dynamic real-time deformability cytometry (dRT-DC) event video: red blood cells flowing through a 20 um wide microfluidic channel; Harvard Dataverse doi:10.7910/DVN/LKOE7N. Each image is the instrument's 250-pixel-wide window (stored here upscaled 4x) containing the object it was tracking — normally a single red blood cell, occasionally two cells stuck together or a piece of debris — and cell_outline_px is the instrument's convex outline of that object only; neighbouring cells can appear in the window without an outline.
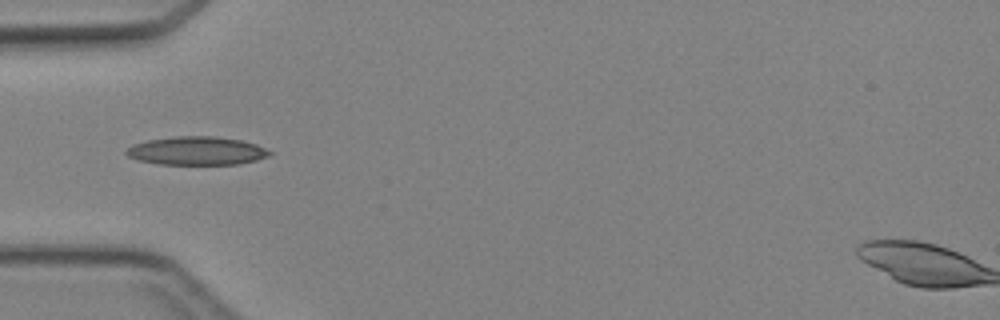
{"species": "Egyptian fruit bat (a non-hibernating species)", "species_latin": "Rousettus aegyptiacus", "temperature_condition": "cold", "stored_images_in_passage": 6, "camera_frame_rate_fps": 3000, "um_per_image_px": 0.085, "animal": {"sex": "female"}, "frame": {"image": 1, "passage_image": 5, "time_ms": 4.667, "image_size_px": [1000, 320], "cell_outline_px": [[272, 152], [268, 156], [256, 160], [240, 164], [160, 164], [136, 160], [128, 156], [124, 152], [132, 144], [148, 140], [176, 136], [216, 136], [240, 140], [256, 144]], "centroid_in_image_um": [16.69, 12.82], "position_along_channel_um": 68.3, "area_um2": 23.7}}
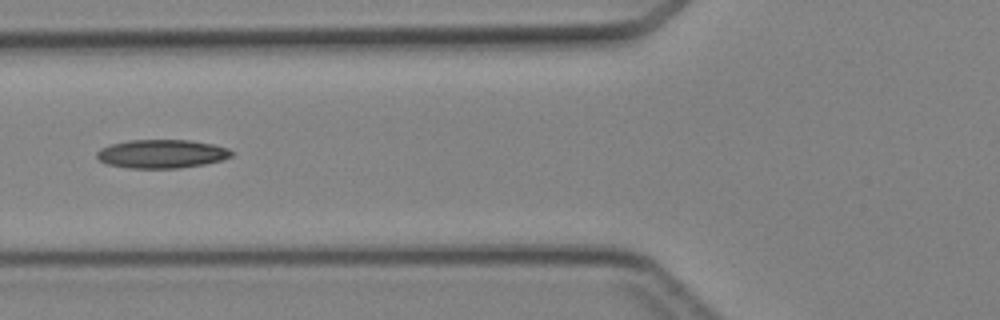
{"frame": {"image": 2, "passage_image": 6, "time_ms": 5.667, "image_size_px": [1000, 320], "cell_outline_px": [[236, 152], [232, 156], [220, 160], [204, 164], [180, 168], [128, 168], [108, 164], [100, 160], [96, 156], [96, 152], [100, 148], [112, 144], [128, 140], [188, 140], [212, 144], [228, 148]], "centroid_in_image_um": [13.75, 13.07], "position_along_channel_um": 112.0, "area_um2": 22.43}}